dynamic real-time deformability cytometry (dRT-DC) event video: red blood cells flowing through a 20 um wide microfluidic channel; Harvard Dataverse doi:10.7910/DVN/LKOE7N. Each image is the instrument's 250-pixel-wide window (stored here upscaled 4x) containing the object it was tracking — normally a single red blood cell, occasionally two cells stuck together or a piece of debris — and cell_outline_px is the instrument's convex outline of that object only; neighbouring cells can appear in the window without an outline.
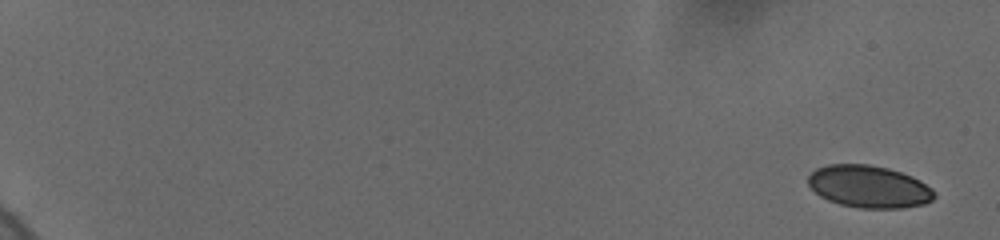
{"species": "human", "species_latin": "Homo sapiens", "temperature_condition": "cold", "stored_images_in_passage": 32, "camera_frame_rate_fps": 3000, "um_per_image_px": 0.085, "donor": {"sex": "female"}, "frame": {"image": 1, "passage_image": 1, "time_ms": 0.0, "image_size_px": [1000, 240], "cell_outline_px": [[936, 196], [932, 200], [924, 204], [900, 208], [860, 208], [840, 204], [828, 200], [820, 196], [808, 184], [808, 176], [816, 168], [828, 164], [868, 164], [888, 168], [912, 176], [920, 180], [932, 188]], "centroid_in_image_um": [73.86, 15.86], "position_along_channel_um": 11.1, "area_um2": 31.1}}
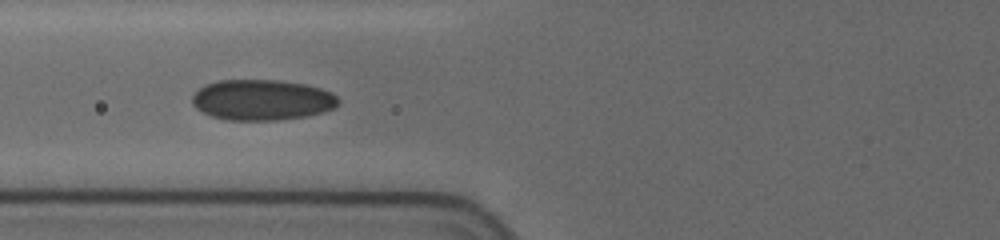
{"frame": {"image": 2, "passage_image": 28, "time_ms": 8.333, "image_size_px": [1000, 240], "cell_outline_px": [[340, 104], [336, 108], [324, 112], [308, 116], [276, 120], [228, 120], [212, 116], [196, 108], [192, 104], [192, 96], [204, 84], [220, 80], [276, 80], [304, 84], [320, 88], [332, 92], [340, 100]], "centroid_in_image_um": [22.31, 8.49], "position_along_channel_um": 103.5, "area_um2": 34.8}}
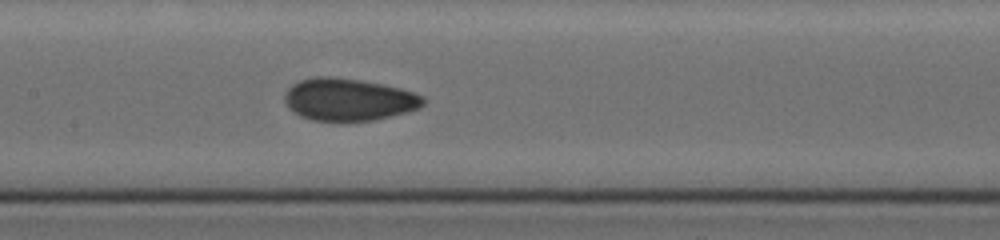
{"frame": {"image": 3, "passage_image": 32, "time_ms": 10.333, "image_size_px": [1000, 240], "cell_outline_px": [[424, 104], [420, 108], [376, 120], [312, 120], [300, 116], [292, 112], [288, 108], [284, 100], [284, 96], [288, 88], [292, 84], [300, 80], [316, 76], [332, 76], [360, 80], [384, 84], [400, 88], [424, 96]], "centroid_in_image_um": [29.61, 8.45], "position_along_channel_um": 177.8, "area_um2": 34.22}}